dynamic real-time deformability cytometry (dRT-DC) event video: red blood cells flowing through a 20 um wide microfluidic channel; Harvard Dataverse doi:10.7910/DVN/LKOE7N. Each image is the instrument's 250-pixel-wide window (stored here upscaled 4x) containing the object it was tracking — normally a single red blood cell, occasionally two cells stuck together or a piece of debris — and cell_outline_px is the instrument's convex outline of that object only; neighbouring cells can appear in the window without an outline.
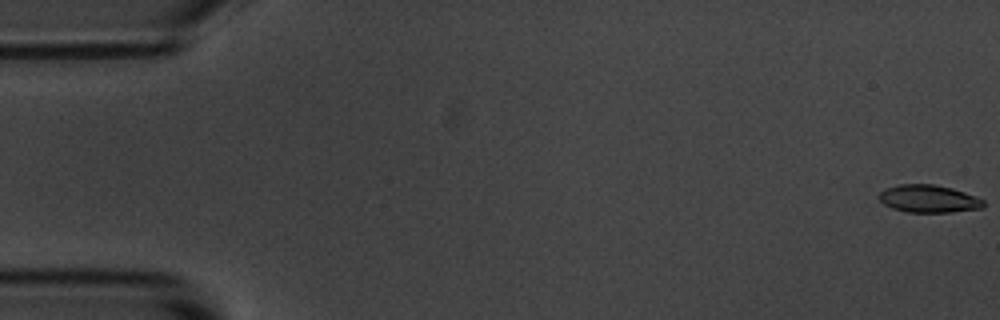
{"species": "common noctule bat (a hibernating species)", "species_latin": "Nyctalus noctula", "temperature_condition": "room temperature", "stored_images_in_passage": 55, "camera_frame_rate_fps": 3000, "um_per_image_px": 0.085, "animal": {"sex": "male", "body_mass_g": 20.1, "forearm_length_mm": 53.5}, "frame": {"image": 1, "passage_image": 1, "time_ms": 0.0, "image_size_px": [1000, 320], "cell_outline_px": [[984, 208], [952, 212], [908, 212], [892, 208], [884, 204], [876, 196], [884, 188], [900, 184], [932, 184], [952, 188], [976, 196], [984, 200]], "centroid_in_image_um": [78.92, 16.89], "position_along_channel_um": 6.1, "area_um2": 16.94}}
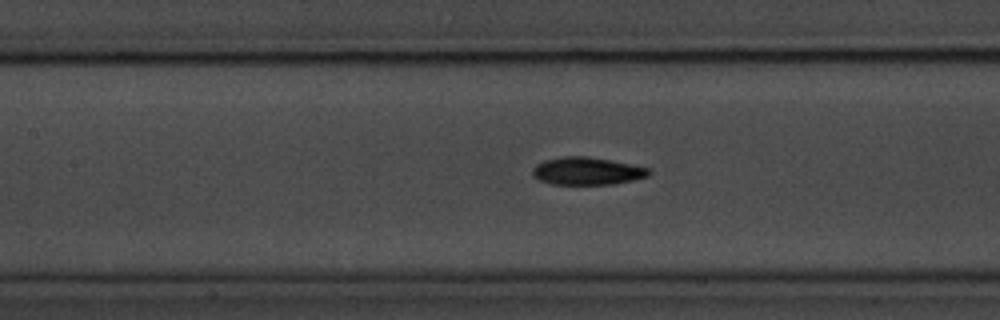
{"frame": {"image": 2, "passage_image": 25, "time_ms": 8.0, "image_size_px": [1000, 320], "cell_outline_px": [[652, 172], [648, 176], [632, 180], [612, 184], [552, 184], [540, 180], [532, 176], [532, 168], [536, 164], [544, 160], [564, 156], [588, 156], [632, 164], [648, 168]], "centroid_in_image_um": [49.88, 14.53], "position_along_channel_um": 157.5, "area_um2": 18.73}}
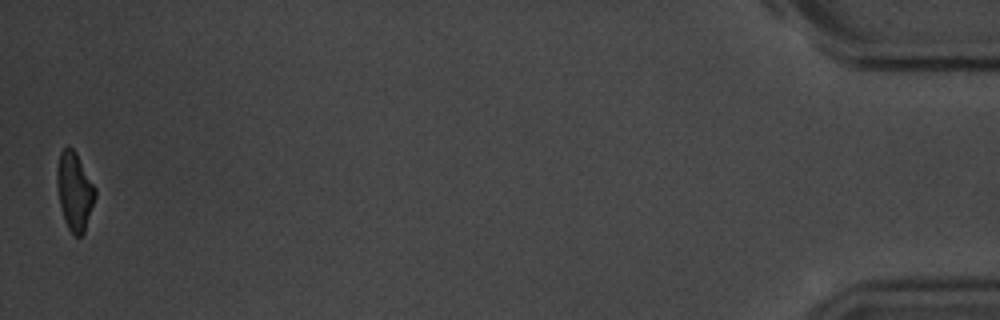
{"frame": {"image": 3, "passage_image": 55, "time_ms": 18.0, "image_size_px": [1000, 320], "cell_outline_px": [[96, 196], [84, 232], [80, 236], [76, 236], [68, 228], [64, 220], [60, 204], [56, 184], [56, 172], [60, 152], [68, 144], [76, 152], [96, 188]], "centroid_in_image_um": [6.33, 16.22], "position_along_channel_um": 428.9, "area_um2": 17.4}, "authors_computed_cell_mechanics": {"area_um2": 18.3226, "velocity_mm_per_s": 3.6593, "shape_relaxation_time_tau1_ms": 2.616, "shape_relaxation_time_tau2_ms": 8.1113, "deformation_change_tau1": 0.1411, "deformation_change_tau2": 0.1323}}